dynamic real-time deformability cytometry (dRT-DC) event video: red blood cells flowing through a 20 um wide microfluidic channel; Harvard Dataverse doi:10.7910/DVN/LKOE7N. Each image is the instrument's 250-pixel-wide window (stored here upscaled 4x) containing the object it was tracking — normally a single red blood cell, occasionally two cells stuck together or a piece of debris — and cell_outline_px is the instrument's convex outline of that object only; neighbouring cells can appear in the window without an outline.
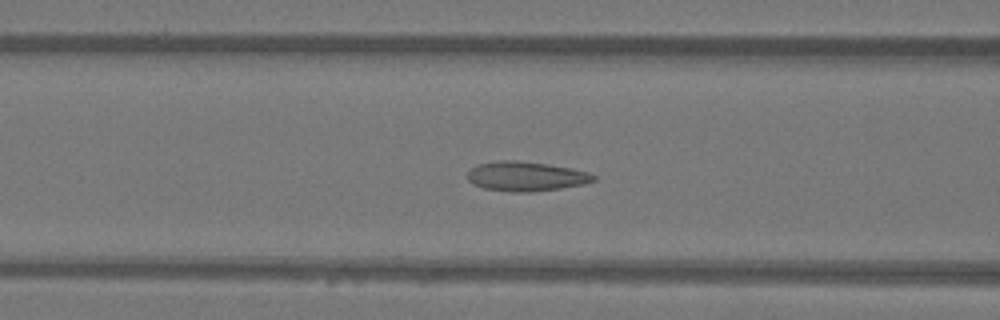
{"species": "Egyptian fruit bat (a non-hibernating species)", "species_latin": "Rousettus aegyptiacus", "temperature_condition": "warm", "stored_images_in_passage": 51, "camera_frame_rate_fps": 3000, "um_per_image_px": 0.085, "animal": {"sex": "female"}, "frame": {"image": 1, "passage_image": 20, "time_ms": 6.333, "image_size_px": [1000, 320], "cell_outline_px": [[596, 180], [584, 184], [560, 188], [532, 192], [512, 192], [484, 188], [472, 184], [464, 176], [476, 164], [500, 160], [516, 160], [548, 164], [572, 168], [588, 172], [596, 176]], "centroid_in_image_um": [44.68, 14.98], "position_along_channel_um": 121.9, "area_um2": 21.91}}
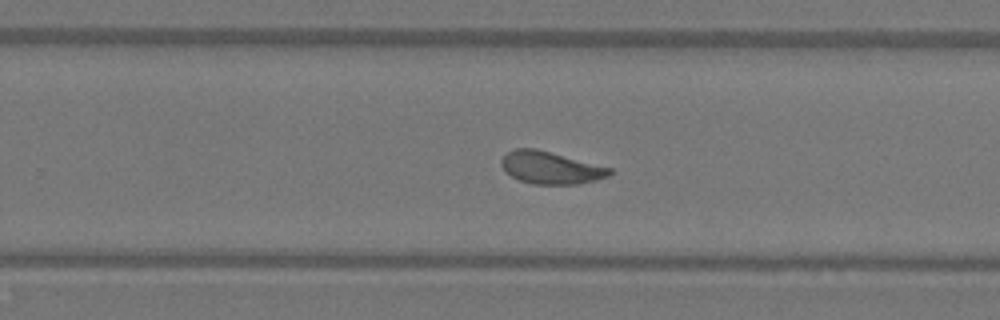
{"frame": {"image": 2, "passage_image": 32, "time_ms": 10.333, "image_size_px": [1000, 320], "cell_outline_px": [[612, 172], [608, 176], [596, 180], [576, 184], [532, 184], [520, 180], [512, 176], [500, 164], [500, 160], [508, 152], [516, 148], [536, 148], [612, 168]], "centroid_in_image_um": [46.81, 14.25], "position_along_channel_um": 283.0, "area_um2": 20.23}}
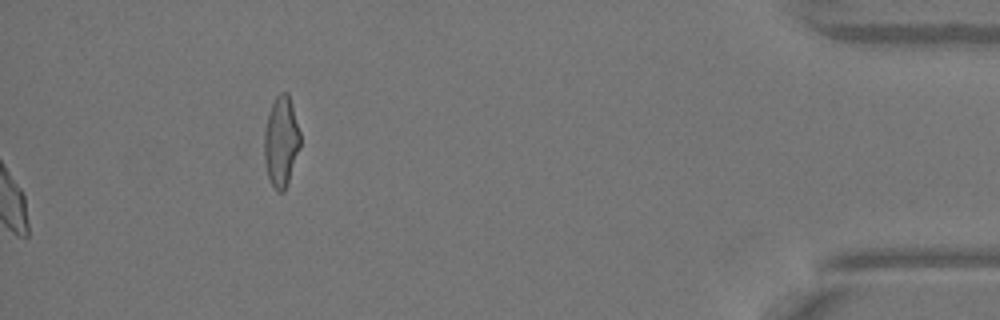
{"frame": {"image": 3, "passage_image": 51, "time_ms": 16.667, "image_size_px": [1000, 320], "cell_outline_px": [[300, 148], [284, 192], [276, 192], [268, 176], [264, 160], [264, 132], [268, 112], [276, 96], [280, 92], [288, 92], [300, 132]], "centroid_in_image_um": [23.89, 12.02], "position_along_channel_um": 411.3, "area_um2": 18.96}, "authors_computed_cell_mechanics": {"area_um2": 20.6346, "velocity_mm_per_s": 4.0479, "shape_relaxation_time_tau1_ms": 4.9498, "shape_relaxation_time_tau2_ms": 1.0037, "deformation_change_tau1": 0.1466, "deformation_change_tau2": 0.0614}}